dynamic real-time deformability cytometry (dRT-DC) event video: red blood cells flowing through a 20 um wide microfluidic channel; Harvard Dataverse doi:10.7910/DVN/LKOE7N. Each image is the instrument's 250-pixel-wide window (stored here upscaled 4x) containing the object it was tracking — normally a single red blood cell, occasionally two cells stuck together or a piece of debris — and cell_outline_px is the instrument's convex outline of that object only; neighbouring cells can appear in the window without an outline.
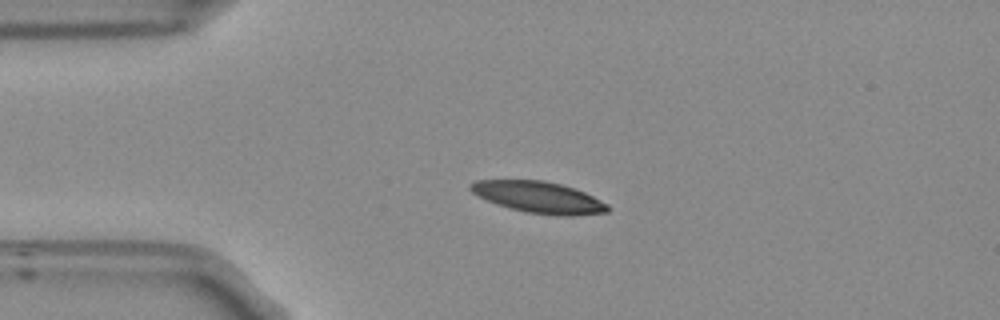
{"species": "Egyptian fruit bat (a non-hibernating species)", "species_latin": "Rousettus aegyptiacus", "temperature_condition": "room temperature", "stored_images_in_passage": 35, "camera_frame_rate_fps": 3000, "um_per_image_px": 0.085, "frame": {"image": 1, "passage_image": 1, "time_ms": 0.0, "image_size_px": [1000, 320], "cell_outline_px": [[608, 212], [572, 216], [564, 216], [528, 212], [512, 208], [488, 200], [472, 192], [468, 188], [468, 184], [476, 180], [544, 180], [560, 184], [584, 192], [608, 204]], "centroid_in_image_um": [45.8, 16.75], "position_along_channel_um": 39.2, "area_um2": 24.68}}
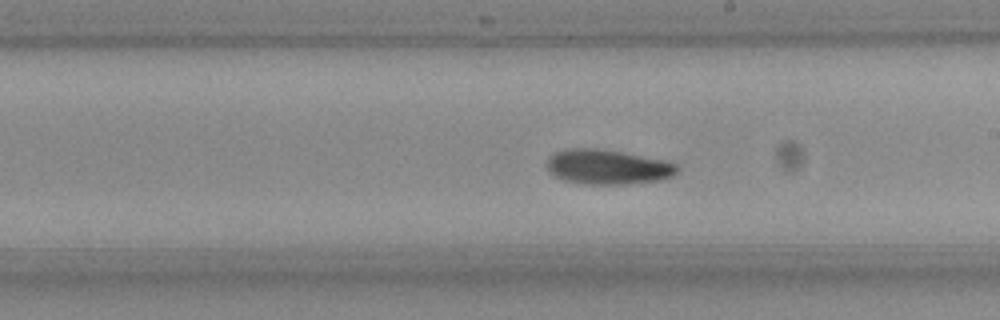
{"frame": {"image": 2, "passage_image": 19, "time_ms": 6.0, "image_size_px": [1000, 320], "cell_outline_px": [[680, 168], [672, 176], [664, 180], [628, 184], [580, 184], [564, 180], [548, 172], [548, 156], [552, 152], [572, 148], [596, 148], [620, 152], [664, 160], [676, 164]], "centroid_in_image_um": [51.64, 14.2], "position_along_channel_um": 237.4, "area_um2": 26.53}}
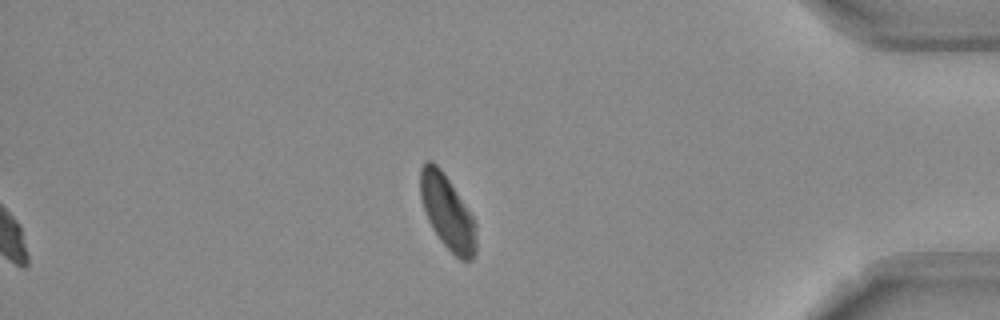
{"frame": {"image": 3, "passage_image": 35, "time_ms": 11.333, "image_size_px": [1000, 320], "cell_outline_px": [[476, 252], [472, 260], [460, 260], [440, 240], [432, 228], [428, 220], [420, 196], [420, 168], [424, 160], [432, 160], [440, 168], [472, 216], [476, 224]], "centroid_in_image_um": [38.01, 18.04], "position_along_channel_um": 397.2, "area_um2": 23.87}, "authors_computed_cell_mechanics": {"area_um2": 25.7788, "velocity_mm_per_s": 3.7172, "shape_relaxation_time_tau1_ms": 7.881, "shape_relaxation_time_tau2_ms": 9.7392, "deformation_change_tau1": 0.168, "deformation_change_tau2": 0.1658}}